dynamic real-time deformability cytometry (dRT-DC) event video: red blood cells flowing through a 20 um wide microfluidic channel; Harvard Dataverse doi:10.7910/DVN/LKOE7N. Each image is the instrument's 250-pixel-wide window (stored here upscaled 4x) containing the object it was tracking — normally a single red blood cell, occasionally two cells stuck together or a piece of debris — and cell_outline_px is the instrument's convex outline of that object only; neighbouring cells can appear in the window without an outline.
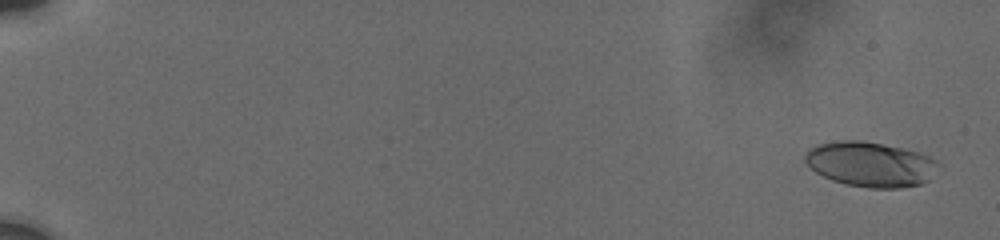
{"species": "human", "species_latin": "Homo sapiens", "temperature_condition": "cold", "stored_images_in_passage": 68, "camera_frame_rate_fps": 3000, "um_per_image_px": 0.085, "donor": {"sex": "male"}, "frame": {"image": 1, "passage_image": 4, "time_ms": 0.667, "image_size_px": [1000, 240], "cell_outline_px": [[936, 160], [928, 180], [920, 184], [900, 188], [868, 188], [848, 184], [832, 180], [816, 172], [804, 160], [804, 156], [808, 148], [820, 144], [840, 140], [860, 140], [920, 152]], "centroid_in_image_um": [73.92, 13.96], "position_along_channel_um": 11.1, "area_um2": 34.22}}
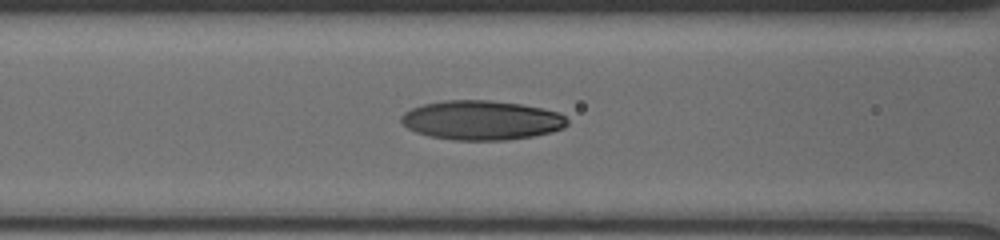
{"frame": {"image": 2, "passage_image": 45, "time_ms": 9.0, "image_size_px": [1000, 240], "cell_outline_px": [[568, 124], [564, 128], [552, 132], [532, 136], [504, 140], [452, 140], [428, 136], [416, 132], [408, 128], [400, 120], [400, 116], [404, 112], [412, 108], [424, 104], [444, 100], [488, 100], [520, 104], [560, 112], [568, 120]], "centroid_in_image_um": [40.93, 10.22], "position_along_channel_um": 125.7, "area_um2": 38.15}}
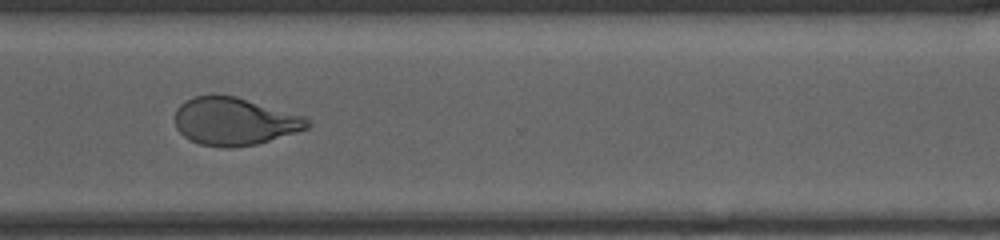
{"frame": {"image": 3, "passage_image": 67, "time_ms": 15.0, "image_size_px": [1000, 240], "cell_outline_px": [[312, 124], [308, 128], [296, 132], [256, 144], [228, 148], [224, 148], [200, 144], [188, 140], [176, 128], [176, 108], [180, 104], [196, 96], [236, 96], [304, 116]], "centroid_in_image_um": [19.93, 10.33], "position_along_channel_um": 350.7, "area_um2": 36.47}}